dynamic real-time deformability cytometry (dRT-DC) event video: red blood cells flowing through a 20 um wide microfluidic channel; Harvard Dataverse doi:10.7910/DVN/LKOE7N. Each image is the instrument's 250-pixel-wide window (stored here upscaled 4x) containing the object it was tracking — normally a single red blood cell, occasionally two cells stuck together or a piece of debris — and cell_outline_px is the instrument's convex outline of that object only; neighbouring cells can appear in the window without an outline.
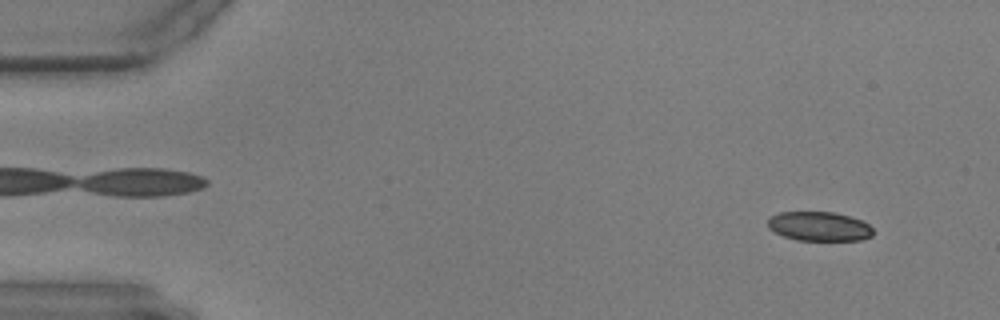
{"species": "common noctule bat (a hibernating species)", "species_latin": "Nyctalus noctula", "temperature_condition": "warm", "stored_images_in_passage": 19, "camera_frame_rate_fps": 3000, "um_per_image_px": 0.085, "animal": {"sex": "male", "body_mass_g": 17.9, "forearm_length_mm": 54.2}, "frame": {"image": 1, "passage_image": 4, "time_ms": 1.0, "image_size_px": [1000, 320], "cell_outline_px": [[872, 236], [860, 240], [796, 240], [784, 236], [768, 228], [768, 220], [772, 216], [780, 212], [832, 212], [864, 220], [872, 228]], "centroid_in_image_um": [69.65, 19.24], "position_along_channel_um": 15.4, "area_um2": 17.86}}
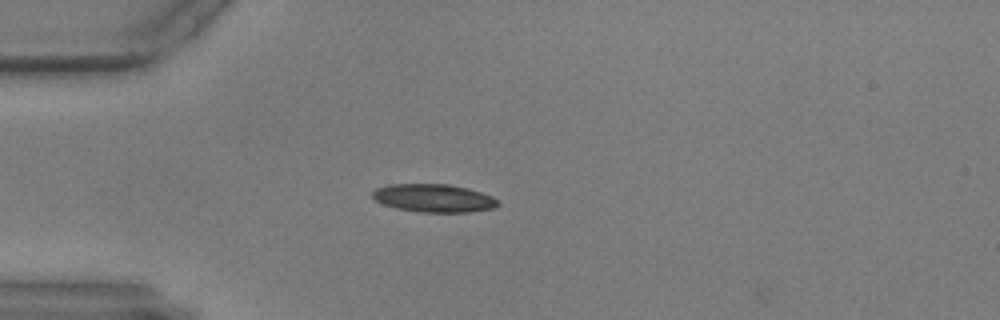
{"frame": {"image": 2, "passage_image": 15, "time_ms": 4.667, "image_size_px": [1000, 320], "cell_outline_px": [[500, 204], [496, 208], [468, 212], [420, 212], [396, 208], [384, 204], [376, 200], [372, 196], [372, 192], [376, 188], [388, 184], [448, 184], [468, 188], [492, 196]], "centroid_in_image_um": [36.87, 16.84], "position_along_channel_um": 48.1, "area_um2": 20.52}}